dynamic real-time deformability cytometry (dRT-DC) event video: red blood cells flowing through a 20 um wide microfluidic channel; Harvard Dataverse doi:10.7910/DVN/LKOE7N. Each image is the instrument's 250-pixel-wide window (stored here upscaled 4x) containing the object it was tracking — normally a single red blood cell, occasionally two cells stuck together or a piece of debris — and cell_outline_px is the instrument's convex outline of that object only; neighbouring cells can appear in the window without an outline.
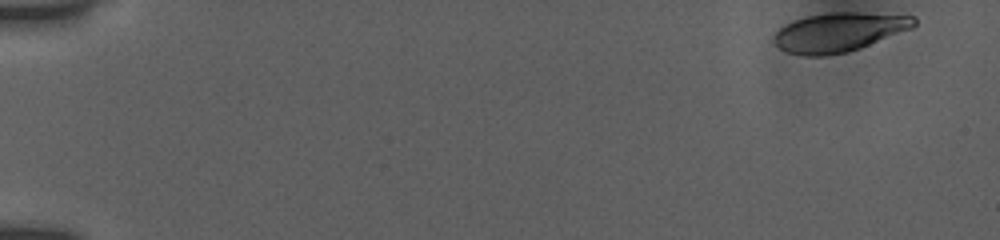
{"species": "human", "species_latin": "Homo sapiens", "temperature_condition": "room temperature", "stored_images_in_passage": 9, "camera_frame_rate_fps": 3000, "um_per_image_px": 0.085, "donor": {"sex": "female"}, "frame": {"image": 1, "passage_image": 1, "time_ms": 0.0, "image_size_px": [1000, 240], "cell_outline_px": [[916, 24], [912, 28], [860, 48], [848, 52], [824, 56], [804, 56], [788, 52], [772, 44], [772, 40], [776, 32], [784, 24], [808, 16], [832, 12], [856, 12], [916, 16]], "centroid_in_image_um": [71.29, 2.74], "position_along_channel_um": 13.7, "area_um2": 31.91}}